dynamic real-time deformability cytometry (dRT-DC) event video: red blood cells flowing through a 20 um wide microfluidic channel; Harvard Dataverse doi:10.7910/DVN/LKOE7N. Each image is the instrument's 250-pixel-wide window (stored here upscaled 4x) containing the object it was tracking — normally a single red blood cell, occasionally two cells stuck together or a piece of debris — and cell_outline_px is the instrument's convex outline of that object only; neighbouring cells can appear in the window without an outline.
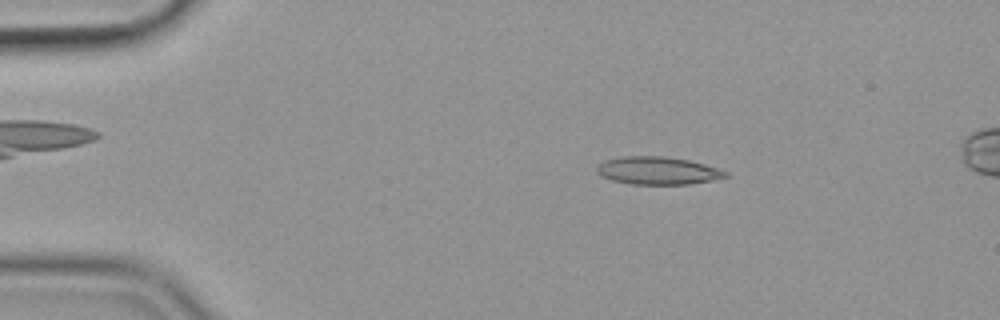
{"species": "common noctule bat (a hibernating species)", "species_latin": "Nyctalus noctula", "temperature_condition": "cold", "stored_images_in_passage": 56, "camera_frame_rate_fps": 3000, "um_per_image_px": 0.085, "animal": {"sex": "female", "body_mass_g": 19.9}, "frame": {"image": 1, "passage_image": 9, "time_ms": 2.667, "image_size_px": [1000, 320], "cell_outline_px": [[728, 176], [712, 180], [688, 184], [632, 184], [612, 180], [600, 176], [596, 172], [596, 164], [604, 160], [624, 156], [664, 156], [688, 160], [704, 164], [728, 172]], "centroid_in_image_um": [55.85, 14.5], "position_along_channel_um": 29.2, "area_um2": 20.81}}
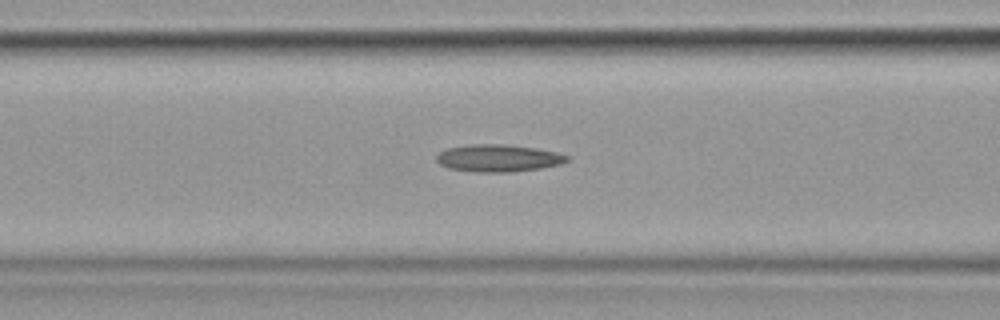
{"frame": {"image": 2, "passage_image": 22, "time_ms": 7.0, "image_size_px": [1000, 320], "cell_outline_px": [[572, 160], [560, 164], [540, 168], [504, 172], [476, 172], [448, 168], [440, 164], [436, 160], [436, 156], [440, 152], [448, 148], [472, 144], [504, 144], [536, 148], [556, 152], [572, 156]], "centroid_in_image_um": [42.39, 13.43], "position_along_channel_um": 124.2, "area_um2": 20.75}}
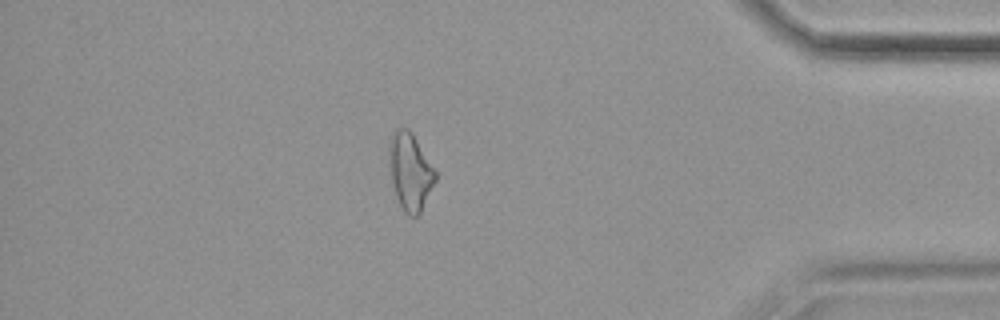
{"frame": {"image": 3, "passage_image": 48, "time_ms": 15.667, "image_size_px": [1000, 320], "cell_outline_px": [[436, 180], [420, 212], [416, 216], [408, 216], [400, 204], [396, 196], [392, 180], [388, 148], [388, 144], [396, 128], [408, 128], [412, 132], [436, 172]], "centroid_in_image_um": [34.86, 14.56], "position_along_channel_um": 400.3, "area_um2": 20.35}}